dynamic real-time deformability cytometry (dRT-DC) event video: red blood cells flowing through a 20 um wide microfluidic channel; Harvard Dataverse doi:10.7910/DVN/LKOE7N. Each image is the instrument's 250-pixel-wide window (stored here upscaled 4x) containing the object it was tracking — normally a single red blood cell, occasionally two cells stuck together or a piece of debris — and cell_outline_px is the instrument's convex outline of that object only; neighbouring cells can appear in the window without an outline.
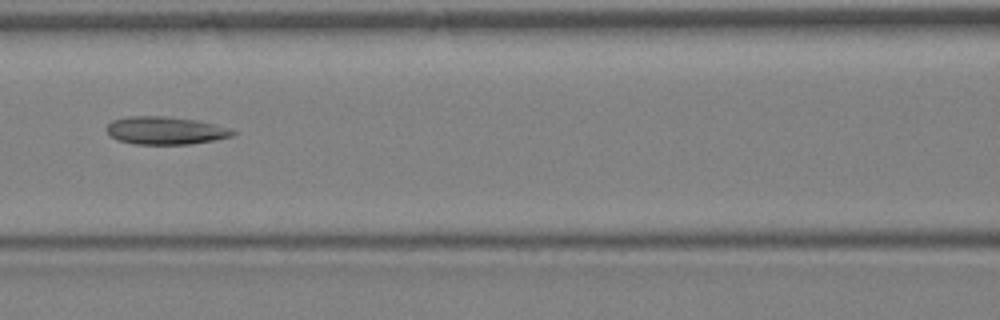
{"species": "Egyptian fruit bat (a non-hibernating species)", "species_latin": "Rousettus aegyptiacus", "temperature_condition": "warm", "stored_images_in_passage": 32, "segment_of_instrument_passage": [1, 2], "camera_frame_rate_fps": 3000, "um_per_image_px": 0.085, "animal": {"sex": "female"}, "frame": {"image": 1, "passage_image": 13, "time_ms": 4.0, "image_size_px": [1000, 320], "cell_outline_px": [[236, 136], [216, 140], [192, 144], [132, 144], [116, 140], [104, 128], [112, 120], [128, 116], [164, 116], [196, 120], [216, 124], [232, 128], [236, 132]], "centroid_in_image_um": [14.1, 11.1], "position_along_channel_um": 152.5, "area_um2": 20.81}}
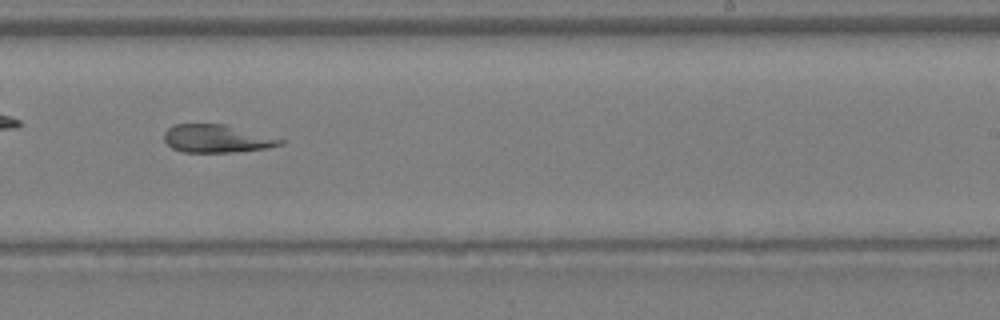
{"frame": {"image": 2, "passage_image": 19, "time_ms": 6.0, "image_size_px": [1000, 320], "cell_outline_px": [[284, 144], [268, 148], [232, 152], [180, 152], [172, 148], [164, 140], [164, 132], [168, 128], [176, 124], [224, 124], [284, 140]], "centroid_in_image_um": [18.39, 11.79], "position_along_channel_um": 270.6, "area_um2": 18.73}}
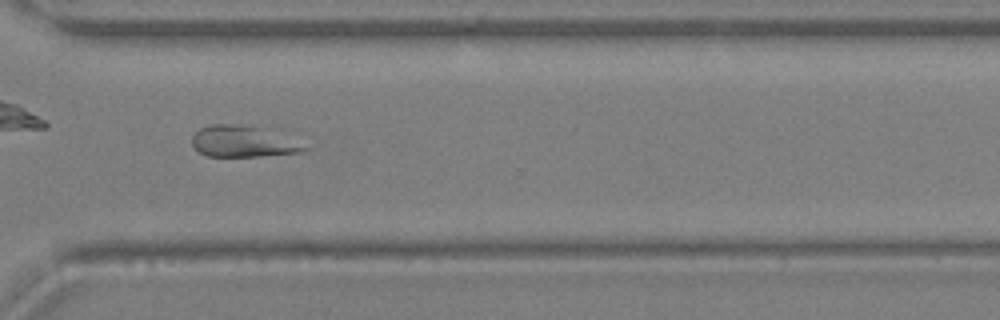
{"frame": {"image": 3, "passage_image": 23, "time_ms": 7.333, "image_size_px": [1000, 320], "cell_outline_px": [[308, 148], [300, 152], [260, 156], [208, 156], [200, 152], [192, 144], [192, 136], [200, 128], [212, 124], [236, 124], [256, 128]], "centroid_in_image_um": [20.46, 12.05], "position_along_channel_um": 350.1, "area_um2": 19.13}}